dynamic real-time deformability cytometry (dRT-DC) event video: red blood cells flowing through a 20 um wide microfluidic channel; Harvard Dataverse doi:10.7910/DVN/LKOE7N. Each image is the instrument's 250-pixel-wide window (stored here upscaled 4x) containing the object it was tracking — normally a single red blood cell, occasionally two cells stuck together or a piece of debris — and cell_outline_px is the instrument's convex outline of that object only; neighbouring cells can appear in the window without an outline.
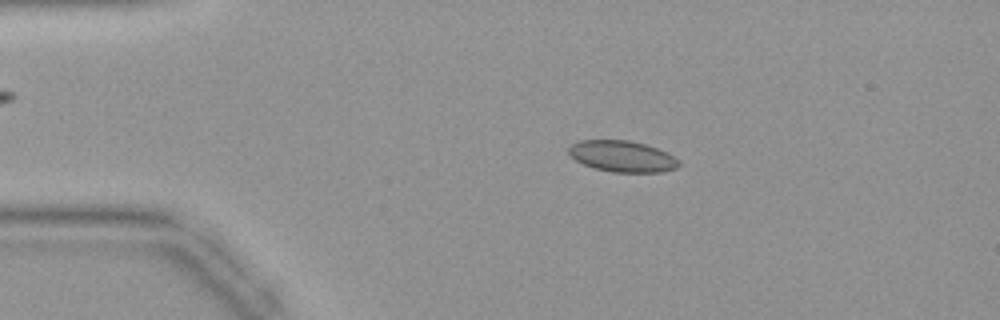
{"species": "common noctule bat (a hibernating species)", "species_latin": "Nyctalus noctula", "temperature_condition": "warm", "stored_images_in_passage": 43, "camera_frame_rate_fps": 3000, "um_per_image_px": 0.085, "animal": {"sex": "female", "body_mass_g": 19.9}, "frame": {"image": 1, "passage_image": 8, "time_ms": 2.333, "image_size_px": [1000, 320], "cell_outline_px": [[680, 164], [676, 168], [664, 172], [612, 172], [596, 168], [584, 164], [576, 160], [568, 152], [568, 148], [572, 144], [580, 140], [628, 140], [644, 144], [668, 152], [680, 160]], "centroid_in_image_um": [52.93, 13.29], "position_along_channel_um": 32.1, "area_um2": 20.0}}
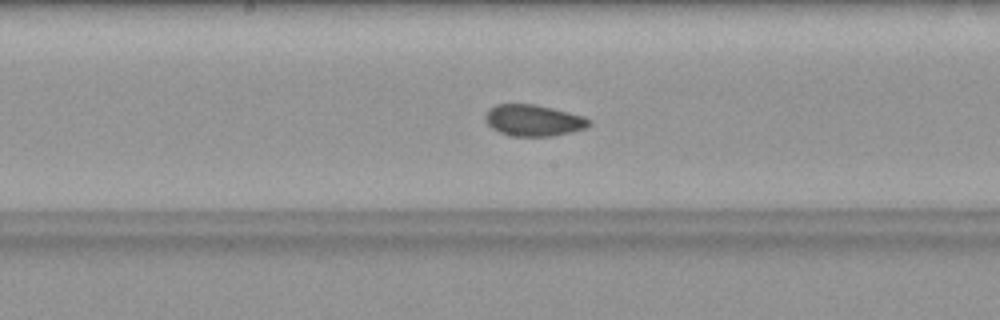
{"frame": {"image": 2, "passage_image": 22, "time_ms": 7.0, "image_size_px": [1000, 320], "cell_outline_px": [[592, 124], [584, 128], [568, 132], [548, 136], [512, 136], [500, 132], [492, 128], [484, 120], [484, 116], [488, 108], [496, 104], [536, 104], [584, 116], [592, 120]], "centroid_in_image_um": [45.31, 10.21], "position_along_channel_um": 202.9, "area_um2": 18.96}}
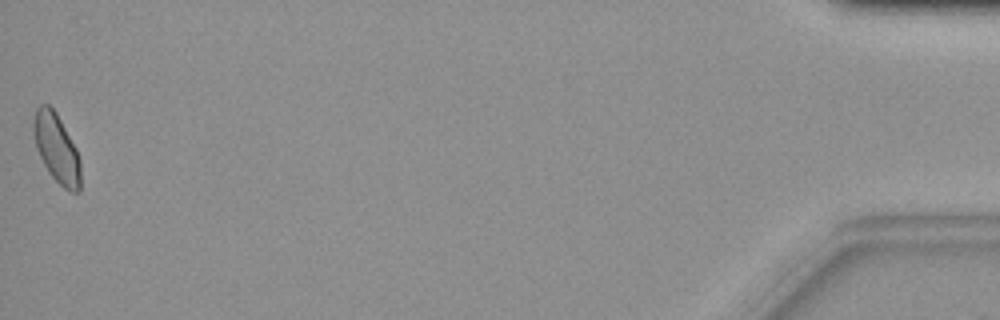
{"frame": {"image": 3, "passage_image": 43, "time_ms": 14.0, "image_size_px": [1000, 320], "cell_outline_px": [[80, 192], [72, 192], [64, 188], [48, 172], [36, 148], [32, 132], [32, 124], [36, 108], [40, 104], [48, 104], [56, 112], [76, 148], [80, 160]], "centroid_in_image_um": [4.79, 12.59], "position_along_channel_um": 430.4, "area_um2": 18.9}}